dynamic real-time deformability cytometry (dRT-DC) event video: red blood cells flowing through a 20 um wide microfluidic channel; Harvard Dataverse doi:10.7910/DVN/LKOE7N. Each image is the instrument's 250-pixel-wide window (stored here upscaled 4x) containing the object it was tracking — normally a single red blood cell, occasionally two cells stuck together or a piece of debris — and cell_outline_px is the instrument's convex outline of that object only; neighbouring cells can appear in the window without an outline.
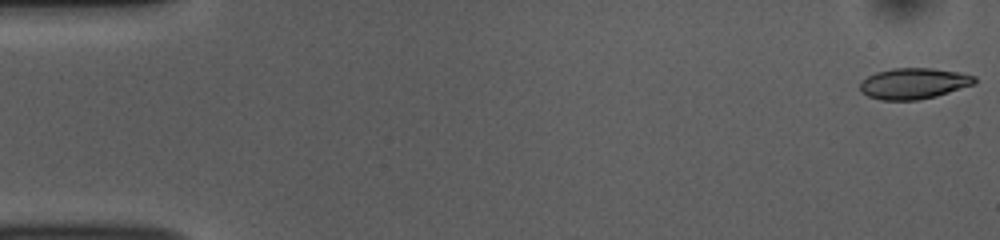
{"species": "common noctule bat (a hibernating species)", "species_latin": "Nyctalus noctula", "temperature_condition": "room temperature", "stored_images_in_passage": 52, "camera_frame_rate_fps": 3000, "um_per_image_px": 0.085, "animal": {"sex": "female", "body_mass_g": 10.0, "forearm_length_mm": 53.1}, "frame": {"image": 1, "passage_image": 1, "time_ms": 0.0, "image_size_px": [1000, 240], "cell_outline_px": [[976, 84], [936, 96], [916, 100], [880, 100], [868, 96], [860, 92], [860, 80], [876, 72], [892, 68], [932, 68], [960, 72], [976, 76]], "centroid_in_image_um": [77.66, 7.09], "position_along_channel_um": 7.3, "area_um2": 20.87}}
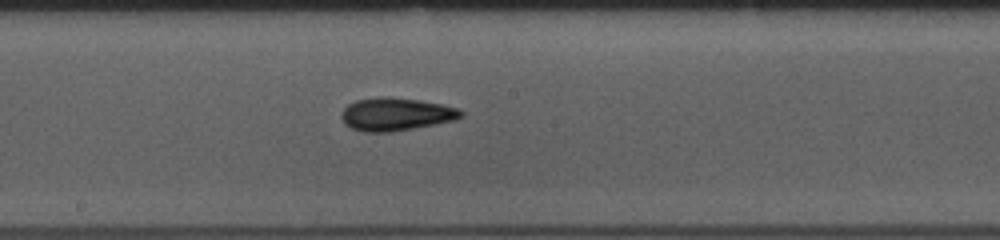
{"frame": {"image": 2, "passage_image": 28, "time_ms": 9.0, "image_size_px": [1000, 240], "cell_outline_px": [[464, 116], [456, 120], [392, 132], [364, 132], [352, 128], [344, 124], [340, 116], [344, 108], [348, 104], [356, 100], [380, 96], [388, 96], [420, 100], [440, 104], [456, 108], [464, 112]], "centroid_in_image_um": [33.64, 9.7], "position_along_channel_um": 214.6, "area_um2": 23.06}}
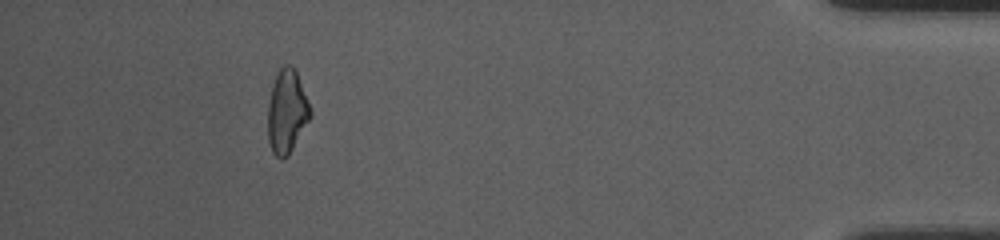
{"frame": {"image": 3, "passage_image": 48, "time_ms": 15.667, "image_size_px": [1000, 240], "cell_outline_px": [[312, 116], [288, 156], [284, 160], [280, 160], [272, 152], [268, 140], [268, 104], [272, 84], [280, 68], [284, 64], [288, 64], [296, 72], [312, 112]], "centroid_in_image_um": [24.37, 9.54], "position_along_channel_um": 410.8, "area_um2": 20.58}, "authors_computed_cell_mechanics": {"area_um2": 20.9525, "velocity_mm_per_s": 3.8211, "shape_relaxation_time_tau1_ms": 6.2487, "shape_relaxation_time_tau2_ms": 4.4208, "deformation_change_tau1": 0.162, "deformation_change_tau2": 0.1271}}